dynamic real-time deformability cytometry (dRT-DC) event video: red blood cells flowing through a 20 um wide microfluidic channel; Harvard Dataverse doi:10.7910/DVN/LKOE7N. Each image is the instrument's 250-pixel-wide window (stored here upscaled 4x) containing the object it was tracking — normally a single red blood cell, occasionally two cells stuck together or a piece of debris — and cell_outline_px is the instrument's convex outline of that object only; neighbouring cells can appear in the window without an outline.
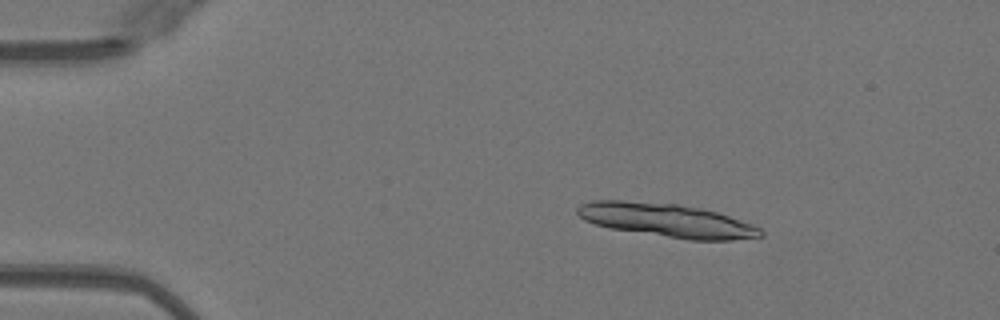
{"species": "Egyptian fruit bat (a non-hibernating species)", "species_latin": "Rousettus aegyptiacus", "temperature_condition": "warm", "stored_images_in_passage": 29, "camera_frame_rate_fps": 3000, "um_per_image_px": 0.085, "animal": {"sex": "female"}, "frame": {"image": 1, "passage_image": 2, "time_ms": 0.333, "image_size_px": [1000, 320], "cell_outline_px": [[764, 236], [732, 240], [688, 240], [612, 228], [596, 224], [584, 220], [576, 212], [576, 208], [580, 204], [592, 200], [624, 200], [676, 204], [700, 208], [716, 212], [752, 224], [760, 228], [764, 232]], "centroid_in_image_um": [56.67, 18.72], "position_along_channel_um": 28.3, "area_um2": 35.66}}
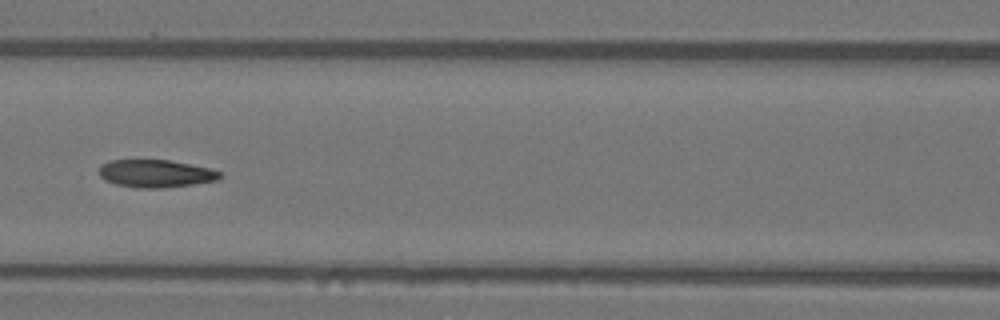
{"frame": {"image": 2, "passage_image": 17, "time_ms": 5.333, "image_size_px": [1000, 320], "cell_outline_px": [[224, 176], [216, 180], [192, 184], [164, 188], [140, 188], [116, 184], [104, 180], [100, 176], [100, 168], [104, 164], [112, 160], [168, 160], [208, 168], [220, 172]], "centroid_in_image_um": [13.24, 14.76], "position_along_channel_um": 153.4, "area_um2": 19.19}}
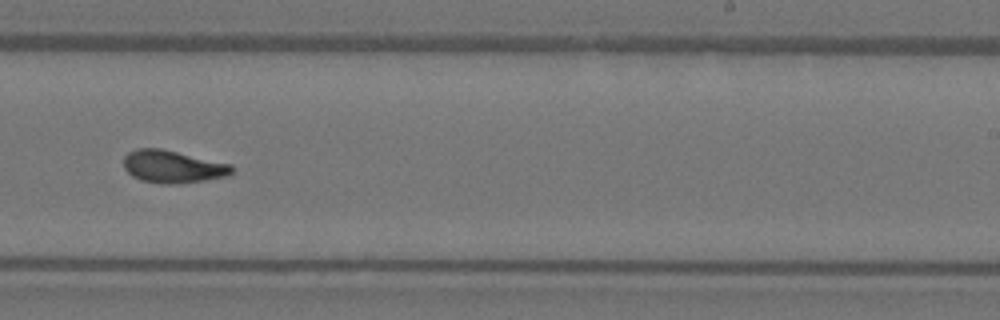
{"frame": {"image": 3, "passage_image": 26, "time_ms": 8.333, "image_size_px": [1000, 320], "cell_outline_px": [[232, 172], [228, 176], [180, 184], [160, 184], [140, 180], [132, 176], [124, 168], [124, 156], [128, 152], [136, 148], [160, 148], [232, 164]], "centroid_in_image_um": [14.66, 14.17], "position_along_channel_um": 274.3, "area_um2": 20.63}}